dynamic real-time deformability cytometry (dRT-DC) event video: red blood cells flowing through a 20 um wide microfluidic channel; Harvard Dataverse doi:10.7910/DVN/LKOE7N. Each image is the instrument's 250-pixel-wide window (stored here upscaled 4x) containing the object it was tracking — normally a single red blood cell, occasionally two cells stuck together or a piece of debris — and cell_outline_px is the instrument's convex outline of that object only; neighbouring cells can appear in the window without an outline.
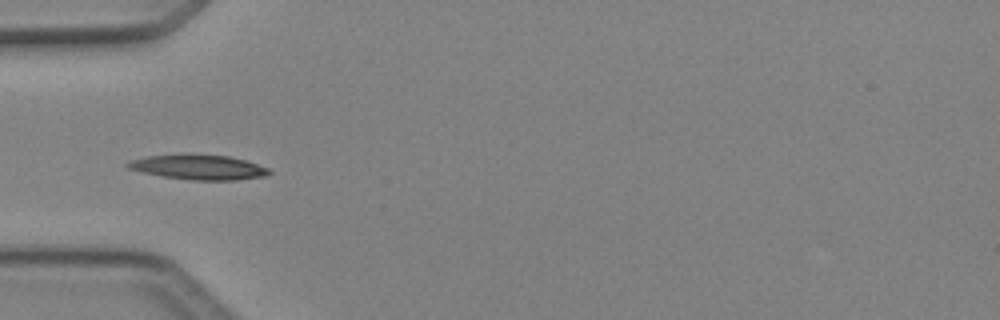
{"species": "Egyptian fruit bat (a non-hibernating species)", "species_latin": "Rousettus aegyptiacus", "temperature_condition": "cold", "stored_images_in_passage": 5, "segment_of_instrument_passage": [2, 2], "camera_frame_rate_fps": 3000, "um_per_image_px": 0.085, "animal": {"sex": "female"}, "frame": {"image": 1, "passage_image": 5, "time_ms": 1.333, "image_size_px": [1000, 320], "cell_outline_px": [[272, 172], [264, 176], [236, 180], [192, 180], [164, 176], [144, 172], [128, 168], [124, 164], [128, 160], [144, 156], [228, 156], [244, 160], [268, 168]], "centroid_in_image_um": [16.87, 14.24], "position_along_channel_um": 68.1, "area_um2": 19.65}}